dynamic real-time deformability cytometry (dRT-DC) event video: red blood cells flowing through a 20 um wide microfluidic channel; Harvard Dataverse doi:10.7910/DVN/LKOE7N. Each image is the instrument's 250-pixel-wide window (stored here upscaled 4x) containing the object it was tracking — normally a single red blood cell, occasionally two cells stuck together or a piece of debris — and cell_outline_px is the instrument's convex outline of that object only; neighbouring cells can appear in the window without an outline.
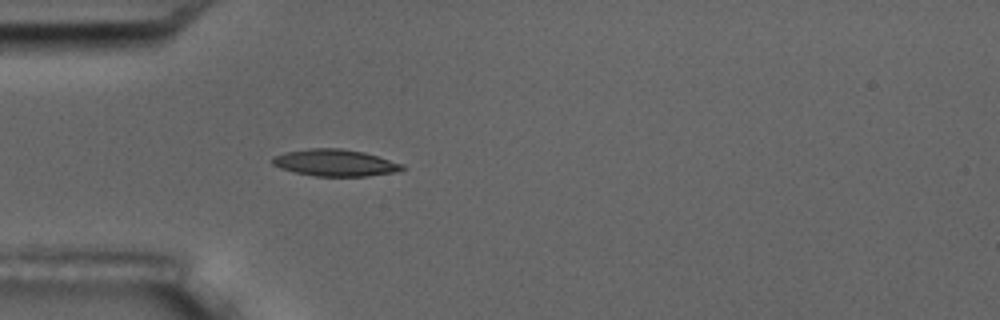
{"species": "common noctule bat (a hibernating species)", "species_latin": "Nyctalus noctula", "temperature_condition": "room temperature", "stored_images_in_passage": 1, "camera_frame_rate_fps": 3000, "um_per_image_px": 0.085, "animal": {"sex": "male", "body_mass_g": 17.5, "forearm_length_mm": 52.3}, "frame": {"image": 1, "passage_image": 1, "time_ms": 0.0, "image_size_px": [1000, 320], "cell_outline_px": [[404, 168], [396, 172], [364, 176], [316, 176], [296, 172], [280, 168], [272, 164], [272, 156], [284, 152], [312, 148], [340, 148], [364, 152], [404, 164]], "centroid_in_image_um": [28.46, 13.83], "position_along_channel_um": 56.5, "area_um2": 20.17}}